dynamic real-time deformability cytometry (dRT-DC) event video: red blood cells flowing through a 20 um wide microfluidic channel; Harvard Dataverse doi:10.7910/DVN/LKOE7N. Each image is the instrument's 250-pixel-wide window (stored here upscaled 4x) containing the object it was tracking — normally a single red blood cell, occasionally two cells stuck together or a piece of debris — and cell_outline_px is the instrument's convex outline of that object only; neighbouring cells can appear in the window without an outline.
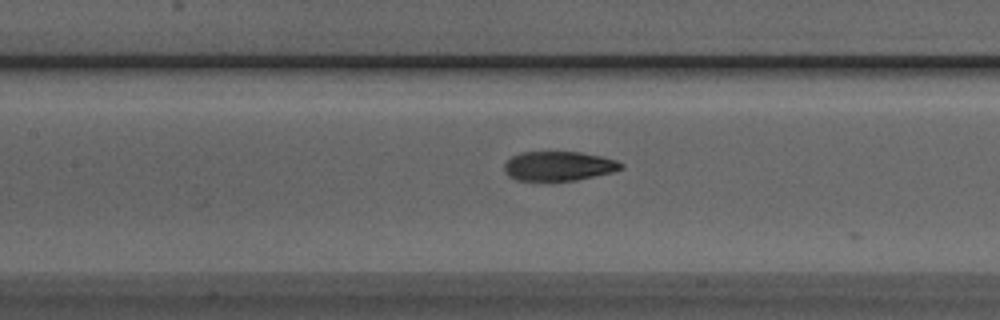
{"species": "Egyptian fruit bat (a non-hibernating species)", "species_latin": "Rousettus aegyptiacus", "temperature_condition": "room temperature", "stored_images_in_passage": 21, "camera_frame_rate_fps": 3000, "um_per_image_px": 0.085, "animal": {"sex": "male"}, "frame": {"image": 1, "passage_image": 10, "time_ms": 3.0, "image_size_px": [1000, 320], "cell_outline_px": [[624, 168], [612, 172], [576, 180], [516, 180], [508, 176], [504, 172], [504, 164], [512, 156], [520, 152], [580, 152], [600, 156], [616, 160], [624, 164]], "centroid_in_image_um": [47.48, 14.11], "position_along_channel_um": 159.9, "area_um2": 19.94}}
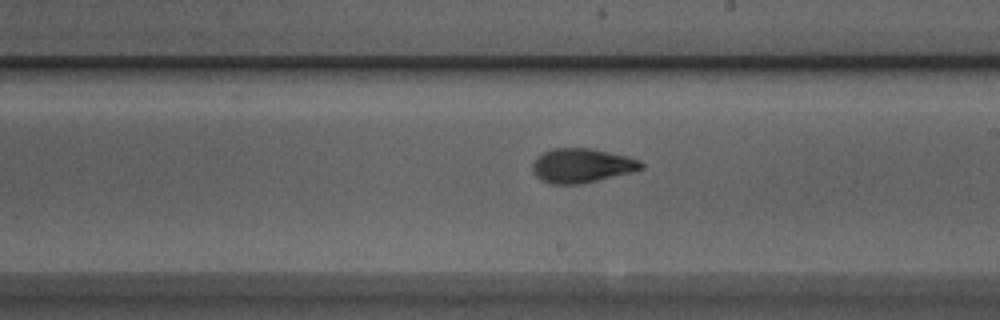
{"frame": {"image": 2, "passage_image": 16, "time_ms": 5.0, "image_size_px": [1000, 320], "cell_outline_px": [[644, 168], [632, 172], [580, 184], [552, 184], [540, 180], [532, 172], [532, 164], [536, 156], [552, 148], [592, 148], [628, 156], [640, 160], [644, 164]], "centroid_in_image_um": [49.44, 14.07], "position_along_channel_um": 239.6, "area_um2": 21.91}}
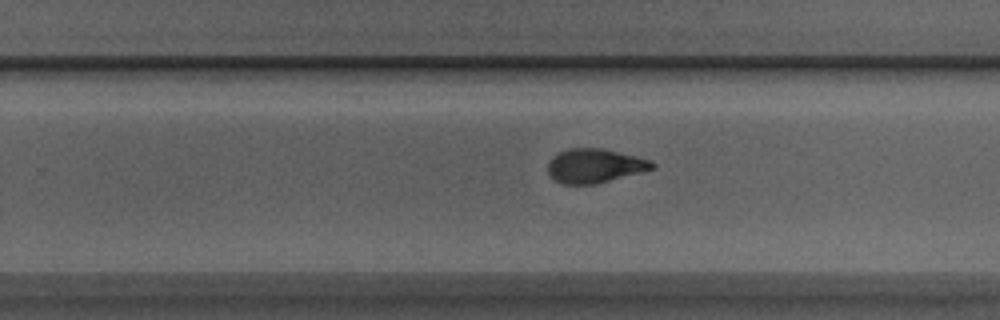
{"frame": {"image": 3, "passage_image": 19, "time_ms": 6.0, "image_size_px": [1000, 320], "cell_outline_px": [[656, 168], [596, 184], [564, 184], [556, 180], [548, 172], [548, 160], [552, 156], [568, 148], [604, 148], [636, 156], [648, 160], [656, 164]], "centroid_in_image_um": [50.55, 14.08], "position_along_channel_um": 279.3, "area_um2": 20.69}}